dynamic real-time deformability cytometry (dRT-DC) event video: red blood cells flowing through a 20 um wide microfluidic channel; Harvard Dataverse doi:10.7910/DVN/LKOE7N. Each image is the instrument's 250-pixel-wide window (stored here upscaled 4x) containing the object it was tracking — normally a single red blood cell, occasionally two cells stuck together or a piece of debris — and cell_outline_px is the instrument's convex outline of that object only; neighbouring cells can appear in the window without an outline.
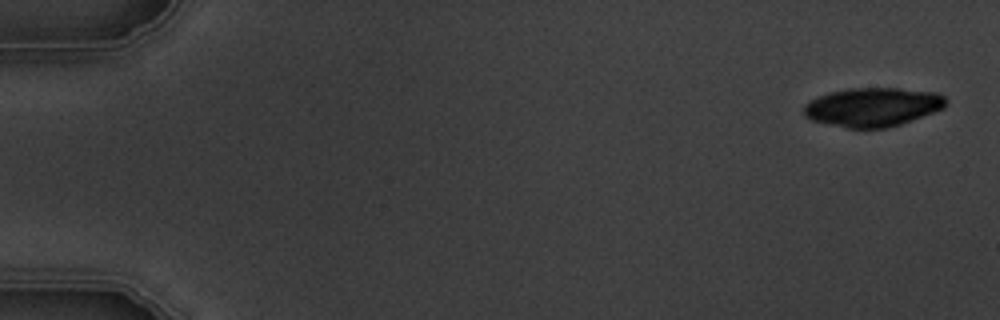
{"species": "common noctule bat (a hibernating species)", "species_latin": "Nyctalus noctula", "temperature_condition": "warm", "stored_images_in_passage": 5, "camera_frame_rate_fps": 3000, "um_per_image_px": 0.085, "animal": {"sex": "male", "body_mass_g": 19.5, "forearm_length_mm": 54.6}, "frame": {"image": 1, "passage_image": 1, "time_ms": 0.0, "image_size_px": [1000, 320], "cell_outline_px": [[948, 100], [944, 108], [912, 120], [888, 128], [848, 128], [812, 120], [804, 116], [804, 104], [828, 92], [848, 88], [900, 88], [936, 92], [944, 96]], "centroid_in_image_um": [74.2, 9.09], "position_along_channel_um": 10.8, "area_um2": 32.19}}